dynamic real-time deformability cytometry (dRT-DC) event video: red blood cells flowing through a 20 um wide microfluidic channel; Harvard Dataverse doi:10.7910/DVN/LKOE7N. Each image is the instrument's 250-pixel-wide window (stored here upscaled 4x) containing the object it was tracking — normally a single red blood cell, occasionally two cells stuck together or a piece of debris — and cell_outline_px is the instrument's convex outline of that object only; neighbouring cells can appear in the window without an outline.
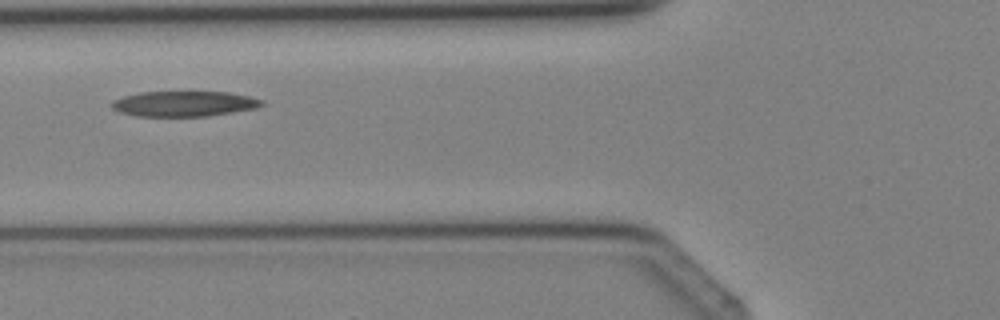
{"species": "Egyptian fruit bat (a non-hibernating species)", "species_latin": "Rousettus aegyptiacus", "temperature_condition": "cold", "stored_images_in_passage": 2, "camera_frame_rate_fps": 3000, "um_per_image_px": 0.085, "animal": {"sex": "female"}, "frame": {"image": 1, "passage_image": 2, "time_ms": 1.0, "image_size_px": [1000, 320], "cell_outline_px": [[264, 104], [256, 108], [208, 116], [136, 116], [120, 112], [112, 108], [112, 100], [124, 96], [140, 92], [228, 92], [248, 96], [264, 100]], "centroid_in_image_um": [15.64, 8.82], "position_along_channel_um": 110.2, "area_um2": 22.08}}